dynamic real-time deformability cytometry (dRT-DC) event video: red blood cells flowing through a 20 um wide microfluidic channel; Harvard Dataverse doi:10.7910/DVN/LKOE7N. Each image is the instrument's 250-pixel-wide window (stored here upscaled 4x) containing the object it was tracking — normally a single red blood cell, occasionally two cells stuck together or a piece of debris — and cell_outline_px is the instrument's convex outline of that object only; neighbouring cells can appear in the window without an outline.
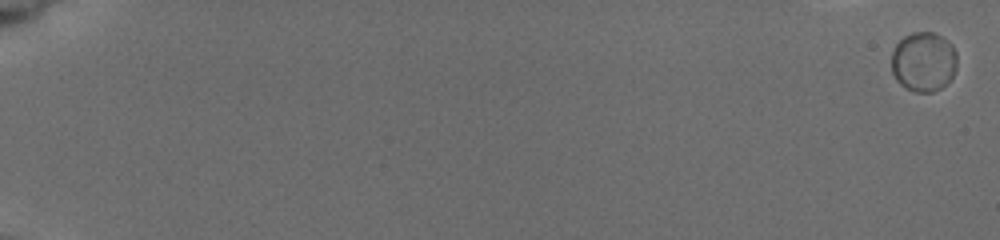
{"species": "common noctule bat (a hibernating species)", "species_latin": "Nyctalus noctula", "temperature_condition": "cold", "stored_images_in_passage": 8, "camera_frame_rate_fps": 3000, "um_per_image_px": 0.085, "animal": {"sex": "female", "body_mass_g": 19.5, "forearm_length_mm": 54.1}, "frame": {"image": 1, "passage_image": 1, "time_ms": 0.0, "image_size_px": [1000, 240], "cell_outline_px": [[956, 68], [952, 76], [940, 88], [932, 92], [916, 92], [900, 84], [896, 80], [892, 72], [892, 52], [896, 44], [904, 36], [912, 32], [932, 32], [940, 36], [952, 44], [956, 52]], "centroid_in_image_um": [78.49, 5.23], "position_along_channel_um": 6.5, "area_um2": 22.66}}